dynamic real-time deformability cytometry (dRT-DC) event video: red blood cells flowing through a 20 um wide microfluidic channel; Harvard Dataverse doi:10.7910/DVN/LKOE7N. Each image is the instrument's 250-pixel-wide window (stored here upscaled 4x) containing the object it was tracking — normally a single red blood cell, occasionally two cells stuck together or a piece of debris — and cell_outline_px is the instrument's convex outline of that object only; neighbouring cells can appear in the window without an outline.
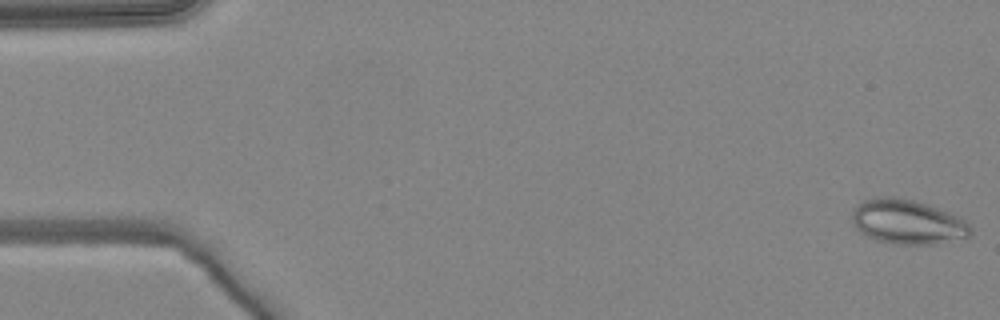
{"species": "common noctule bat (a hibernating species)", "species_latin": "Nyctalus noctula", "temperature_condition": "warm", "stored_images_in_passage": 6, "camera_frame_rate_fps": 3000, "um_per_image_px": 0.085, "animal": {"sex": "female", "body_mass_g": 24.6, "forearm_length_mm": 56.2}, "frame": {"image": 1, "passage_image": 1, "time_ms": 0.0, "image_size_px": [1000, 320], "cell_outline_px": [[972, 232], [968, 236], [932, 244], [896, 244], [876, 240], [864, 236], [852, 224], [852, 208], [864, 200], [880, 196], [892, 196], [912, 200], [928, 204], [956, 216], [964, 220], [972, 228]], "centroid_in_image_um": [77.06, 18.85], "position_along_channel_um": 7.9, "area_um2": 30.63}}